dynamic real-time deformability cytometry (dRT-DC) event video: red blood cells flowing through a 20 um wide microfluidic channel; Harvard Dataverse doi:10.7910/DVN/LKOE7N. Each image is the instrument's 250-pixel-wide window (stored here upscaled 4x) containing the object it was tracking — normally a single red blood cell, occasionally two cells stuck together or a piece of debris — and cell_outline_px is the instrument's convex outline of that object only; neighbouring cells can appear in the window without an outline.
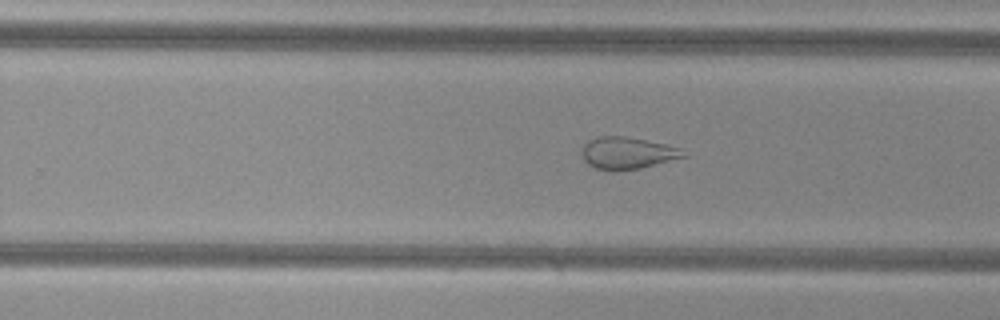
{"species": "common noctule bat (a hibernating species)", "species_latin": "Nyctalus noctula", "temperature_condition": "cold", "stored_images_in_passage": 46, "camera_frame_rate_fps": 3000, "um_per_image_px": 0.085, "animal": {"sex": "female", "body_mass_g": 29.2, "forearm_length_mm": 56.3}, "frame": {"image": 1, "passage_image": 26, "time_ms": 8.333, "image_size_px": [1000, 320], "cell_outline_px": [[688, 156], [640, 168], [616, 172], [596, 168], [588, 164], [584, 160], [580, 148], [588, 140], [600, 136], [624, 136], [664, 144], [680, 148]], "centroid_in_image_um": [53.29, 13.02], "position_along_channel_um": 276.5, "area_um2": 18.96}}
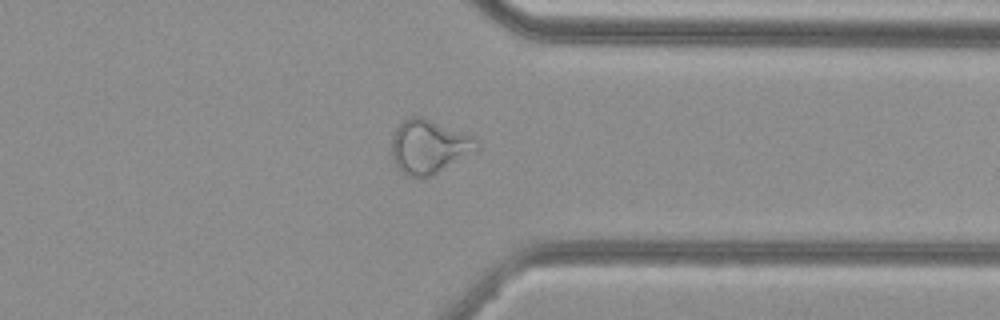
{"frame": {"image": 2, "passage_image": 34, "time_ms": 11.0, "image_size_px": [1000, 320], "cell_outline_px": [[480, 148], [476, 152], [432, 176], [408, 176], [400, 172], [396, 168], [392, 156], [392, 136], [396, 128], [408, 116], [420, 116], [472, 136], [480, 140]], "centroid_in_image_um": [36.48, 12.48], "position_along_channel_um": 374.9, "area_um2": 26.88}}
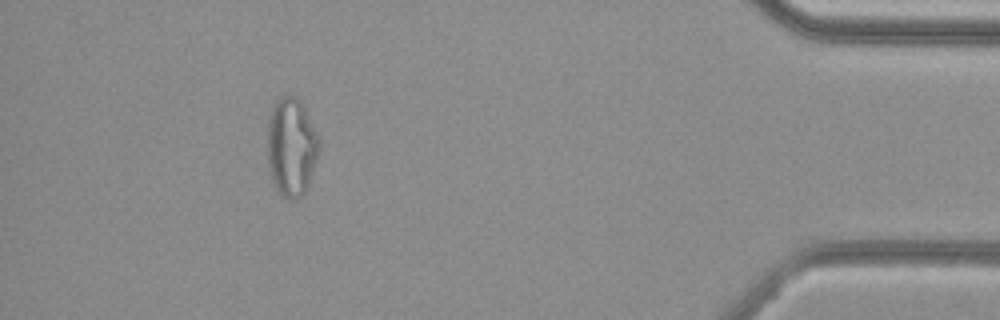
{"frame": {"image": 3, "passage_image": 41, "time_ms": 13.333, "image_size_px": [1000, 320], "cell_outline_px": [[320, 148], [304, 196], [296, 200], [288, 200], [280, 196], [268, 172], [268, 120], [276, 100], [284, 96], [296, 96], [304, 104], [320, 140]], "centroid_in_image_um": [24.77, 12.53], "position_along_channel_um": 410.4, "area_um2": 30.06}, "authors_computed_cell_mechanics": {"area_um2": 26.9348, "velocity_mm_per_s": 3.7844, "shape_relaxation_time_tau1_ms": null, "shape_relaxation_time_tau2_ms": 1.2155, "deformation_change_tau1": null, "deformation_change_tau2": 0.0833}}